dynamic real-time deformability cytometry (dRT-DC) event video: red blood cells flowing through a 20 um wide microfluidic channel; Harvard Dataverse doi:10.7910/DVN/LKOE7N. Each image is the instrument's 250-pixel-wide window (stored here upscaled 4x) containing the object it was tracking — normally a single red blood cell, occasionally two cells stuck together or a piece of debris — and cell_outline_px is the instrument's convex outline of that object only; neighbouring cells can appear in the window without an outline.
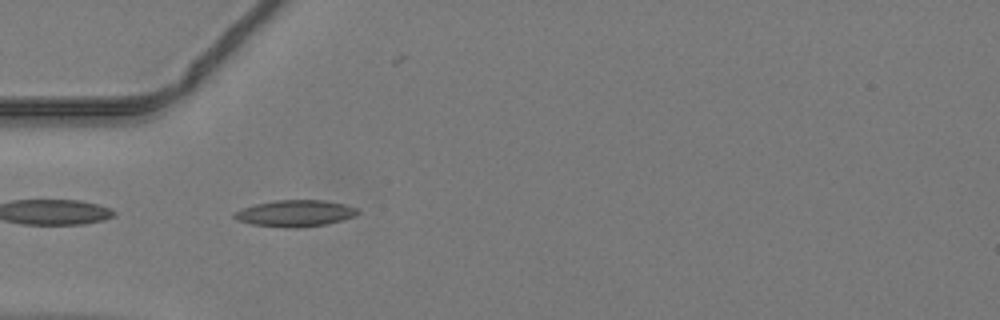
{"species": "common noctule bat (a hibernating species)", "species_latin": "Nyctalus noctula", "temperature_condition": "warm", "stored_images_in_passage": 34, "camera_frame_rate_fps": 3000, "um_per_image_px": 0.085, "animal": {"sex": "male", "body_mass_g": 19.2, "forearm_length_mm": 51.8}, "frame": {"image": 1, "passage_image": 1, "time_ms": 0.0, "image_size_px": [1000, 320], "cell_outline_px": [[360, 212], [356, 216], [328, 224], [296, 228], [292, 228], [252, 224], [236, 220], [232, 216], [232, 212], [256, 204], [276, 200], [324, 200], [344, 204], [356, 208]], "centroid_in_image_um": [25.09, 18.13], "position_along_channel_um": 59.9, "area_um2": 19.07}}
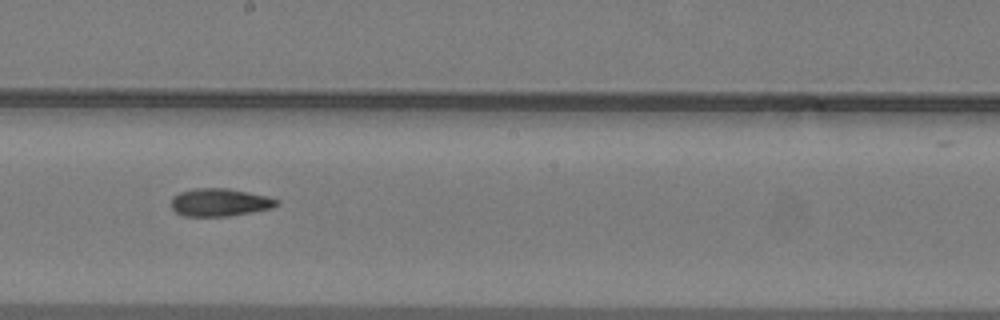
{"frame": {"image": 2, "passage_image": 13, "time_ms": 4.0, "image_size_px": [1000, 320], "cell_outline_px": [[280, 204], [272, 208], [252, 212], [228, 216], [184, 216], [176, 212], [172, 208], [172, 196], [180, 192], [196, 188], [228, 188], [264, 196], [280, 200]], "centroid_in_image_um": [18.68, 17.2], "position_along_channel_um": 229.5, "area_um2": 16.99}}
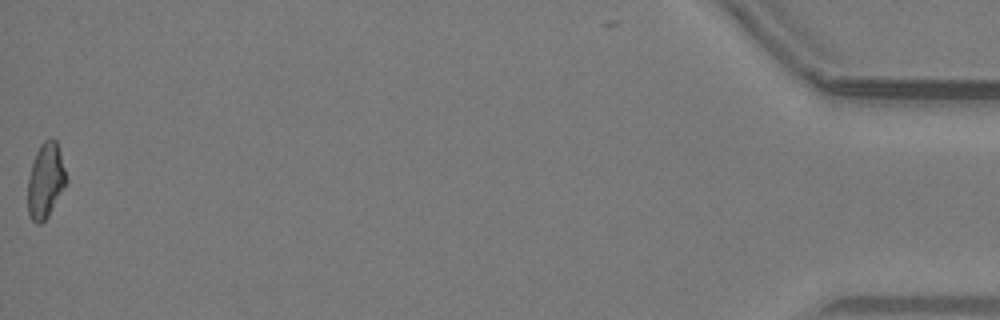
{"frame": {"image": 3, "passage_image": 34, "time_ms": 11.0, "image_size_px": [1000, 320], "cell_outline_px": [[68, 180], [64, 188], [48, 216], [40, 224], [36, 224], [28, 216], [28, 180], [32, 164], [36, 152], [40, 144], [44, 140], [56, 140], [60, 152]], "centroid_in_image_um": [3.87, 15.38], "position_along_channel_um": 431.3, "area_um2": 16.7}}